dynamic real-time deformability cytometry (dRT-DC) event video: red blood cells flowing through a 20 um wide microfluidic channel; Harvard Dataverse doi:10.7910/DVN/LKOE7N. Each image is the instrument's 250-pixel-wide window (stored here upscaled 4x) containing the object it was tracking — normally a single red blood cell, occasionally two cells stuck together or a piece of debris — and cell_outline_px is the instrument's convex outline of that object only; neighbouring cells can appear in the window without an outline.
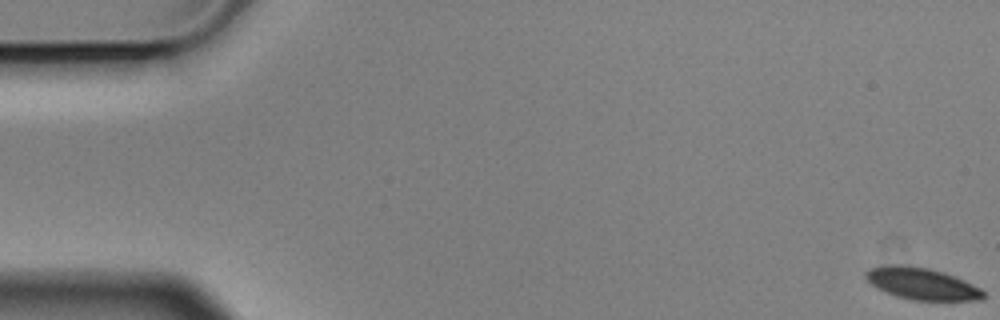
{"species": "Egyptian fruit bat (a non-hibernating species)", "species_latin": "Rousettus aegyptiacus", "temperature_condition": "cold", "stored_images_in_passage": 8, "segment_of_instrument_passage": [1, 2], "camera_frame_rate_fps": 3000, "um_per_image_px": 0.085, "animal": {"sex": "male"}, "frame": {"image": 1, "passage_image": 1, "time_ms": 0.0, "image_size_px": [1000, 320], "cell_outline_px": [[984, 296], [980, 300], [912, 300], [896, 296], [872, 284], [864, 276], [864, 272], [872, 268], [888, 264], [900, 264], [928, 268], [944, 272], [964, 280], [980, 288], [984, 292]], "centroid_in_image_um": [78.36, 24.1], "position_along_channel_um": 6.6, "area_um2": 21.56}}
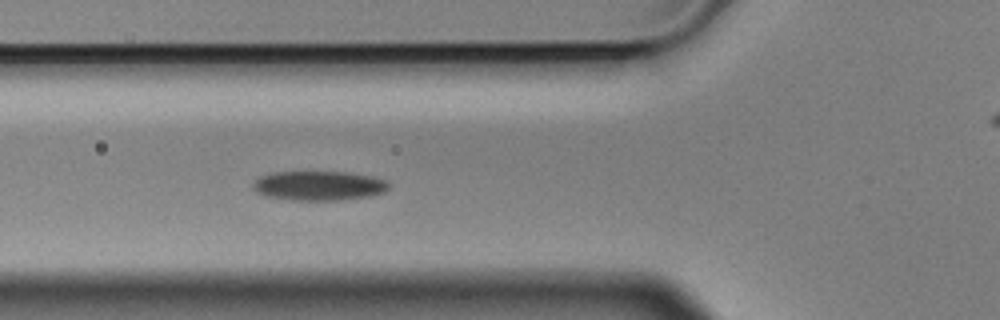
{"frame": {"image": 2, "passage_image": 7, "time_ms": 2.0, "image_size_px": [1000, 320], "cell_outline_px": [[388, 188], [384, 192], [368, 196], [340, 200], [292, 200], [268, 196], [256, 192], [252, 188], [252, 184], [260, 176], [272, 172], [348, 172], [372, 176], [388, 180]], "centroid_in_image_um": [27.1, 15.78], "position_along_channel_um": 98.7, "area_um2": 23.29}}